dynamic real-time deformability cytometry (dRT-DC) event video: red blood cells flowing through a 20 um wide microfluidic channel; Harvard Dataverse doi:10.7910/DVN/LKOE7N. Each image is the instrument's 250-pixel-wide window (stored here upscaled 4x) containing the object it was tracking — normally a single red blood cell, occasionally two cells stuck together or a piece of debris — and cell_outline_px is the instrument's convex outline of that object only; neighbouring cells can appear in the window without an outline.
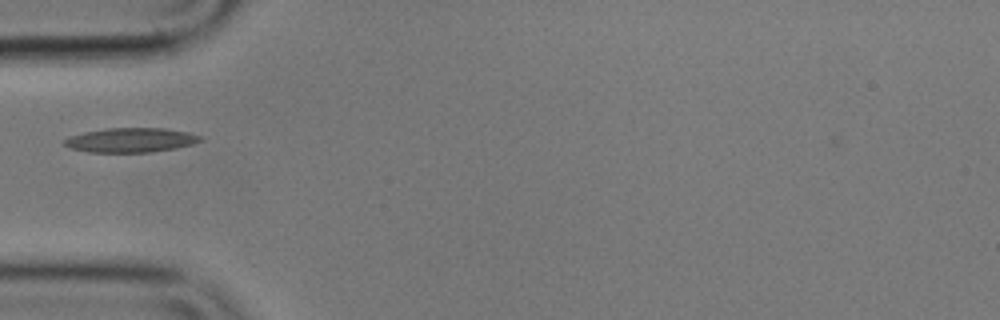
{"species": "common noctule bat (a hibernating species)", "species_latin": "Nyctalus noctula", "temperature_condition": "cold", "stored_images_in_passage": 10, "camera_frame_rate_fps": 3000, "um_per_image_px": 0.085, "animal": {"sex": "male", "body_mass_g": 17.9}, "frame": {"image": 1, "passage_image": 1, "time_ms": 0.0, "image_size_px": [1000, 320], "cell_outline_px": [[204, 140], [192, 144], [176, 148], [152, 152], [88, 152], [72, 148], [64, 144], [64, 140], [72, 136], [84, 132], [108, 128], [164, 128], [188, 132], [200, 136]], "centroid_in_image_um": [11.16, 11.91], "position_along_channel_um": 73.8, "area_um2": 19.19}}
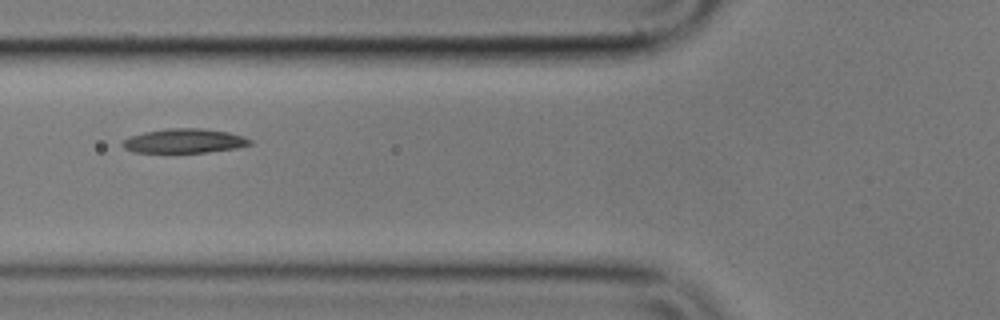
{"frame": {"image": 2, "passage_image": 4, "time_ms": 1.0, "image_size_px": [1000, 320], "cell_outline_px": [[252, 144], [236, 148], [208, 152], [132, 152], [124, 148], [120, 144], [128, 136], [144, 132], [168, 128], [200, 128], [228, 132], [244, 136], [252, 140]], "centroid_in_image_um": [15.65, 11.97], "position_along_channel_um": 110.1, "area_um2": 18.09}}
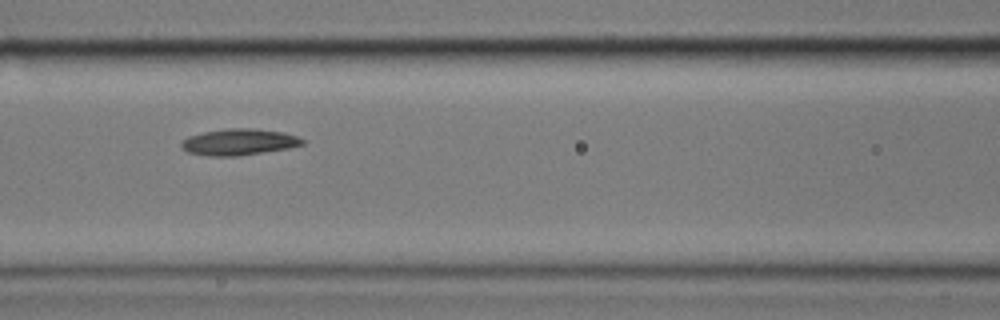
{"frame": {"image": 3, "passage_image": 7, "time_ms": 2.0, "image_size_px": [1000, 320], "cell_outline_px": [[304, 144], [288, 148], [236, 156], [208, 156], [188, 152], [180, 144], [188, 136], [204, 132], [228, 128], [256, 128], [284, 132], [296, 136], [304, 140]], "centroid_in_image_um": [20.32, 12.06], "position_along_channel_um": 146.3, "area_um2": 18.44}}